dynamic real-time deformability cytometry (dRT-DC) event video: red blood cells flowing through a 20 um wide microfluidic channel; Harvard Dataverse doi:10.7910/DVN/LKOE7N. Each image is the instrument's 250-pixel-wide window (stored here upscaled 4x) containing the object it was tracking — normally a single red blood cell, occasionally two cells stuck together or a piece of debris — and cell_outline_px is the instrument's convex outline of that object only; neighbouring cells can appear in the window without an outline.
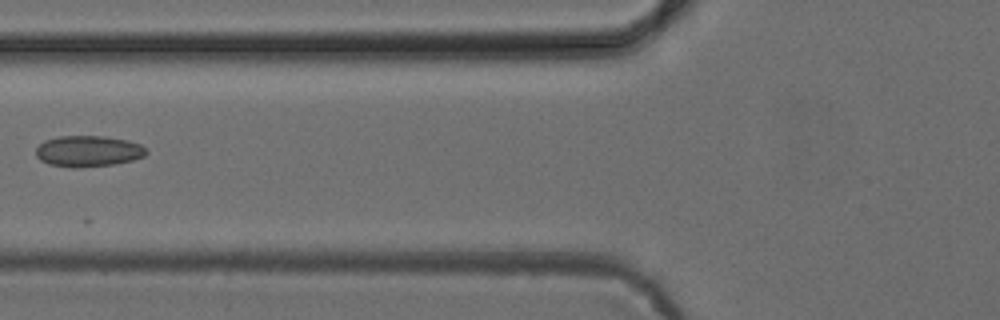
{"species": "common noctule bat (a hibernating species)", "species_latin": "Nyctalus noctula", "temperature_condition": "cold", "stored_images_in_passage": 3, "camera_frame_rate_fps": 3000, "um_per_image_px": 0.085, "animal": {"sex": "female", "body_mass_g": 24.6, "forearm_length_mm": 56.2}, "frame": {"image": 1, "passage_image": 3, "time_ms": 2.333, "image_size_px": [1000, 320], "cell_outline_px": [[148, 152], [144, 156], [132, 160], [112, 164], [80, 168], [72, 168], [48, 164], [40, 160], [36, 156], [36, 148], [44, 140], [60, 136], [104, 136], [128, 140], [140, 144], [148, 148]], "centroid_in_image_um": [7.5, 12.85], "position_along_channel_um": 118.3, "area_um2": 20.17}}